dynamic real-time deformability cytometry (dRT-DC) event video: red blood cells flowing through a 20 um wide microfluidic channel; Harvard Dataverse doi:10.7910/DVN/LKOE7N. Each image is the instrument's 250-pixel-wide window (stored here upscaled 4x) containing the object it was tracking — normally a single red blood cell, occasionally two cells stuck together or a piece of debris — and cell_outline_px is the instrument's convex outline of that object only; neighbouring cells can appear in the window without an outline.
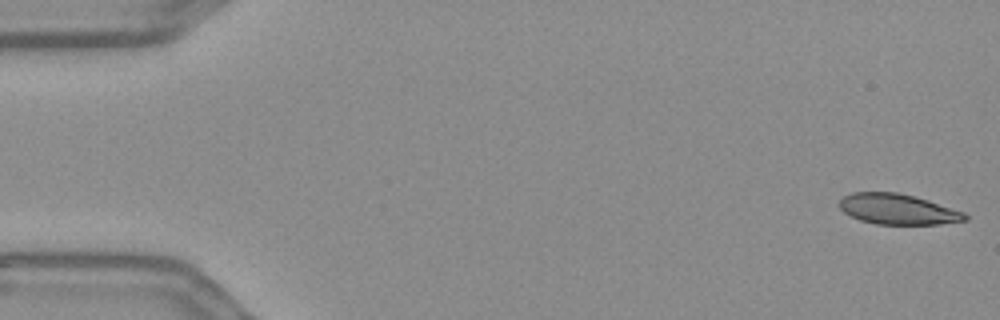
{"species": "Egyptian fruit bat (a non-hibernating species)", "species_latin": "Rousettus aegyptiacus", "temperature_condition": "warm", "stored_images_in_passage": 13, "camera_frame_rate_fps": 3000, "um_per_image_px": 0.085, "frame": {"image": 1, "passage_image": 1, "time_ms": 0.0, "image_size_px": [1000, 320], "cell_outline_px": [[968, 220], [940, 224], [876, 224], [860, 220], [844, 212], [836, 204], [844, 196], [852, 192], [896, 192], [928, 200], [964, 212], [968, 216]], "centroid_in_image_um": [76.29, 17.78], "position_along_channel_um": 8.7, "area_um2": 22.25}}